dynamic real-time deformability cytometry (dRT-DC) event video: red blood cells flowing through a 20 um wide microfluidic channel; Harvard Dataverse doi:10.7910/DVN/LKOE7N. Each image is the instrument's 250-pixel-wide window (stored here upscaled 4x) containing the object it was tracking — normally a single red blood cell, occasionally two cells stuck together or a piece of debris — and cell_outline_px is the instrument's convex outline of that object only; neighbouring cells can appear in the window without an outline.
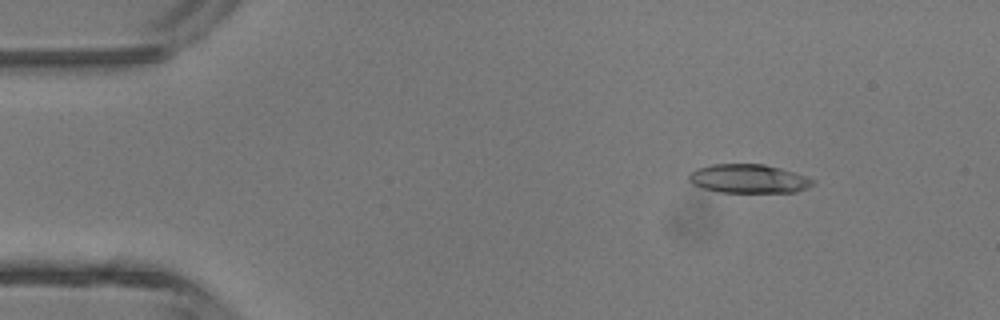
{"species": "common noctule bat (a hibernating species)", "species_latin": "Nyctalus noctula", "temperature_condition": "room temperature", "stored_images_in_passage": 4, "camera_frame_rate_fps": 3000, "um_per_image_px": 0.085, "animal": {"sex": "male", "body_mass_g": 13.3}, "frame": {"image": 1, "passage_image": 1, "time_ms": 0.0, "image_size_px": [1000, 320], "cell_outline_px": [[816, 184], [808, 188], [796, 192], [720, 192], [704, 188], [692, 184], [688, 180], [688, 176], [696, 168], [712, 164], [764, 164], [780, 168], [816, 180]], "centroid_in_image_um": [63.64, 15.19], "position_along_channel_um": 21.4, "area_um2": 20.81}}